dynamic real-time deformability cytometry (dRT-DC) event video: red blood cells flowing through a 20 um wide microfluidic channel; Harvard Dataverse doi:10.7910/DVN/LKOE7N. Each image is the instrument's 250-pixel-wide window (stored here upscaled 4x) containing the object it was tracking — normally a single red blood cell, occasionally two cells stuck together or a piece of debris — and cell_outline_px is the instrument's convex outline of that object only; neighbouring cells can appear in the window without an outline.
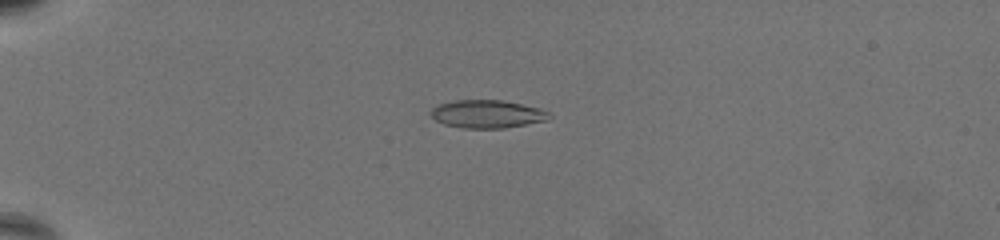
{"species": "common noctule bat (a hibernating species)", "species_latin": "Nyctalus noctula", "temperature_condition": "warm", "stored_images_in_passage": 69, "camera_frame_rate_fps": 3000, "um_per_image_px": 0.085, "animal": {"sex": "female", "body_mass_g": 19.5, "forearm_length_mm": 54.1}, "frame": {"image": 1, "passage_image": 21, "time_ms": 6.667, "image_size_px": [1000, 240], "cell_outline_px": [[552, 116], [548, 120], [504, 128], [464, 128], [444, 124], [436, 120], [432, 116], [432, 108], [440, 104], [456, 100], [504, 100], [536, 108], [548, 112]], "centroid_in_image_um": [41.42, 9.69], "position_along_channel_um": 43.6, "area_um2": 19.02}}
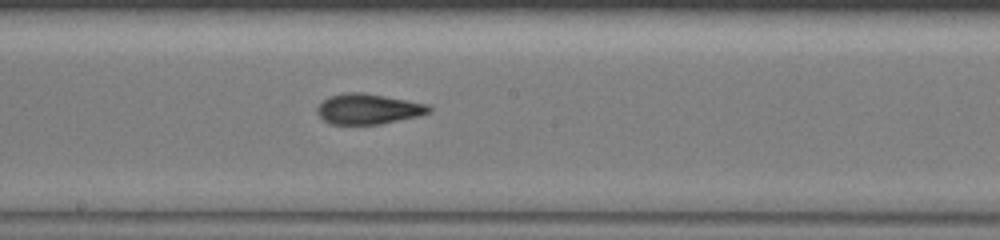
{"frame": {"image": 2, "passage_image": 42, "time_ms": 13.667, "image_size_px": [1000, 240], "cell_outline_px": [[432, 112], [416, 116], [380, 124], [328, 124], [316, 112], [316, 108], [324, 100], [332, 96], [344, 92], [364, 92], [428, 104], [432, 108]], "centroid_in_image_um": [31.3, 9.26], "position_along_channel_um": 216.9, "area_um2": 19.71}}
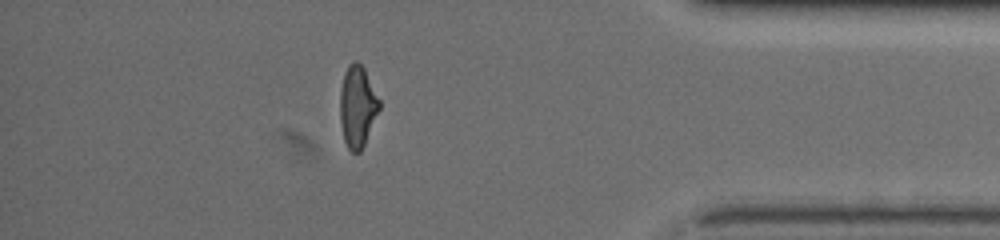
{"frame": {"image": 3, "passage_image": 62, "time_ms": 20.333, "image_size_px": [1000, 240], "cell_outline_px": [[380, 108], [364, 144], [360, 152], [352, 152], [348, 148], [344, 140], [340, 120], [340, 92], [344, 72], [348, 64], [352, 60], [356, 60], [364, 68], [380, 100]], "centroid_in_image_um": [30.37, 9.02], "position_along_channel_um": 404.8, "area_um2": 18.61}, "authors_computed_cell_mechanics": {"area_um2": 19.1318, "velocity_mm_per_s": 3.2198, "shape_relaxation_time_tau1_ms": 8.1052, "shape_relaxation_time_tau2_ms": 1.8745, "deformation_change_tau1": 0.2534, "deformation_change_tau2": 0.1032}}